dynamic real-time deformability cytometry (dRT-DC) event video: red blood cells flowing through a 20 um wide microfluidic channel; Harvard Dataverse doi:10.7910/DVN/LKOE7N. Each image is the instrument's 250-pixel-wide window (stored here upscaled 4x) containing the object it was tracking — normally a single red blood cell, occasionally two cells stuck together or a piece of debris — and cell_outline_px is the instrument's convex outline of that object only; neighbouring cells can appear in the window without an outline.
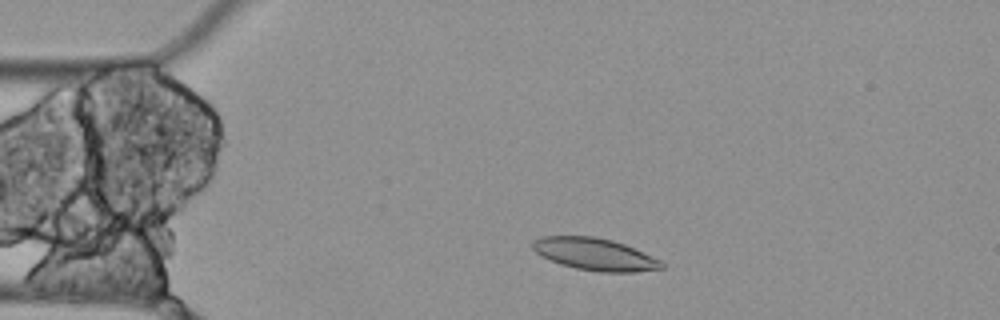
{"species": "Egyptian fruit bat (a non-hibernating species)", "species_latin": "Rousettus aegyptiacus", "temperature_condition": "cold", "stored_images_in_passage": 3, "camera_frame_rate_fps": 3000, "um_per_image_px": 0.085, "animal": {"sex": "female"}, "frame": {"image": 1, "passage_image": 2, "time_ms": 0.333, "image_size_px": [1000, 320], "cell_outline_px": [[664, 268], [636, 272], [600, 272], [576, 268], [560, 264], [536, 252], [532, 248], [532, 240], [544, 236], [596, 236], [612, 240], [624, 244], [660, 260], [664, 264]], "centroid_in_image_um": [50.56, 21.6], "position_along_channel_um": 34.4, "area_um2": 23.99}}